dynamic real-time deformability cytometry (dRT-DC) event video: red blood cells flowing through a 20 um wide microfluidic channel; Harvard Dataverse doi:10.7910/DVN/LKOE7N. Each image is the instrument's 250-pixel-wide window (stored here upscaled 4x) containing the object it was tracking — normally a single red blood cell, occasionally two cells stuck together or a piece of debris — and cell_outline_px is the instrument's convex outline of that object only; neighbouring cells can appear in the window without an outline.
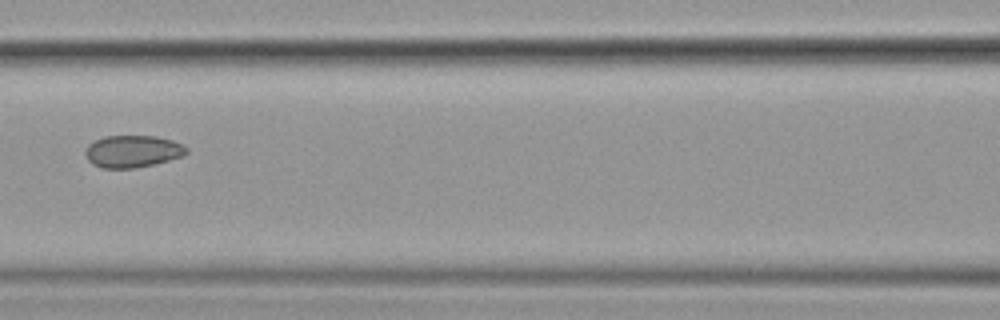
{"species": "common noctule bat (a hibernating species)", "species_latin": "Nyctalus noctula", "temperature_condition": "cold", "stored_images_in_passage": 11, "camera_frame_rate_fps": 3000, "um_per_image_px": 0.085, "animal": {"sex": "female", "body_mass_g": 19.9}, "frame": {"image": 1, "passage_image": 7, "time_ms": 2.0, "image_size_px": [1000, 320], "cell_outline_px": [[188, 152], [184, 156], [152, 164], [132, 168], [100, 168], [92, 164], [88, 160], [84, 152], [88, 144], [104, 136], [156, 136], [172, 140], [184, 144], [188, 148]], "centroid_in_image_um": [11.28, 12.86], "position_along_channel_um": 155.3, "area_um2": 19.02}}
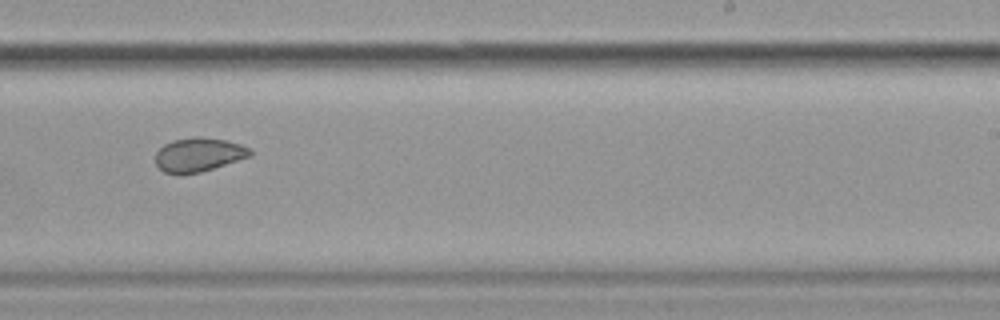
{"frame": {"image": 2, "passage_image": 10, "time_ms": 3.0, "image_size_px": [1000, 320], "cell_outline_px": [[252, 156], [200, 172], [164, 172], [156, 164], [156, 152], [164, 144], [172, 140], [196, 136], [200, 136], [224, 140], [240, 144], [252, 148]], "centroid_in_image_um": [16.92, 13.11], "position_along_channel_um": 272.1, "area_um2": 18.44}}
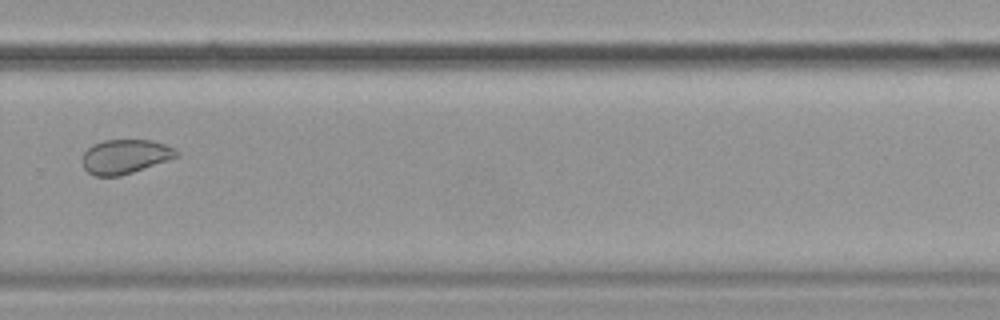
{"frame": {"image": 3, "passage_image": 11, "time_ms": 3.333, "image_size_px": [1000, 320], "cell_outline_px": [[180, 156], [120, 176], [96, 176], [88, 172], [84, 168], [80, 160], [84, 152], [92, 144], [104, 140], [152, 140], [176, 148], [180, 152]], "centroid_in_image_um": [10.63, 13.3], "position_along_channel_um": 319.2, "area_um2": 18.96}}